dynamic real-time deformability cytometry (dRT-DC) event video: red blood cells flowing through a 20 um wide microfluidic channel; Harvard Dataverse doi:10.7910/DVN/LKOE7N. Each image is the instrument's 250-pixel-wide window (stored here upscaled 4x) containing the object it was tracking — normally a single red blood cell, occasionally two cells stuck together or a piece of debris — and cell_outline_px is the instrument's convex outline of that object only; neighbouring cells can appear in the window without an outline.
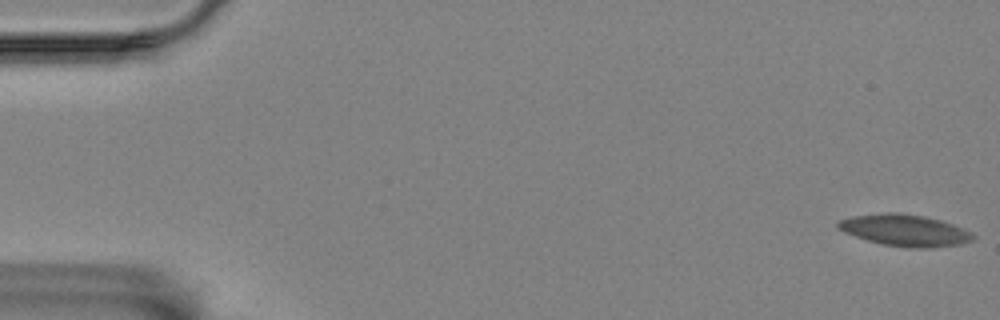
{"species": "Egyptian fruit bat (a non-hibernating species)", "species_latin": "Rousettus aegyptiacus", "temperature_condition": "room temperature", "stored_images_in_passage": 8, "camera_frame_rate_fps": 3000, "um_per_image_px": 0.085, "animal": {"sex": "female"}, "frame": {"image": 1, "passage_image": 1, "time_ms": 0.0, "image_size_px": [1000, 320], "cell_outline_px": [[976, 236], [972, 240], [960, 244], [932, 248], [908, 248], [880, 244], [844, 232], [836, 228], [836, 224], [840, 220], [852, 216], [888, 212], [892, 212], [924, 216], [940, 220], [952, 224]], "centroid_in_image_um": [76.88, 19.58], "position_along_channel_um": 8.1, "area_um2": 24.68}}